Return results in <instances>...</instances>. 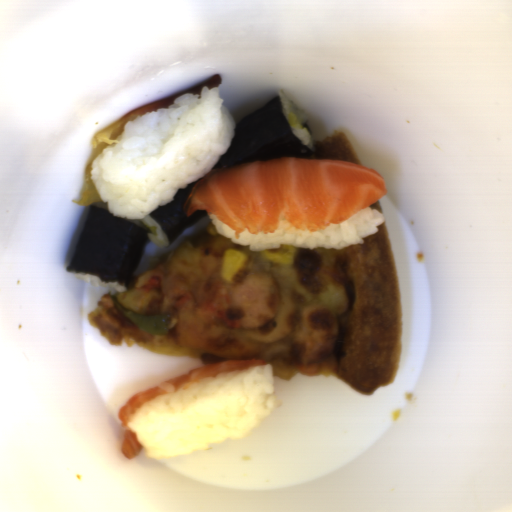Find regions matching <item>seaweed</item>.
Wrapping results in <instances>:
<instances>
[{"mask_svg":"<svg viewBox=\"0 0 512 512\" xmlns=\"http://www.w3.org/2000/svg\"><path fill=\"white\" fill-rule=\"evenodd\" d=\"M146 229L92 204L76 244L68 272L99 277L100 282L127 286L148 243Z\"/></svg>","mask_w":512,"mask_h":512,"instance_id":"obj_1","label":"seaweed"},{"mask_svg":"<svg viewBox=\"0 0 512 512\" xmlns=\"http://www.w3.org/2000/svg\"><path fill=\"white\" fill-rule=\"evenodd\" d=\"M313 158L312 150L292 131L275 96L255 112L235 123L234 136L212 171L251 161Z\"/></svg>","mask_w":512,"mask_h":512,"instance_id":"obj_2","label":"seaweed"},{"mask_svg":"<svg viewBox=\"0 0 512 512\" xmlns=\"http://www.w3.org/2000/svg\"><path fill=\"white\" fill-rule=\"evenodd\" d=\"M197 181H193L185 188L178 189L171 202L158 206L148 214L167 234L170 244L208 213L204 210H195L189 215L185 214V203Z\"/></svg>","mask_w":512,"mask_h":512,"instance_id":"obj_3","label":"seaweed"}]
</instances>
